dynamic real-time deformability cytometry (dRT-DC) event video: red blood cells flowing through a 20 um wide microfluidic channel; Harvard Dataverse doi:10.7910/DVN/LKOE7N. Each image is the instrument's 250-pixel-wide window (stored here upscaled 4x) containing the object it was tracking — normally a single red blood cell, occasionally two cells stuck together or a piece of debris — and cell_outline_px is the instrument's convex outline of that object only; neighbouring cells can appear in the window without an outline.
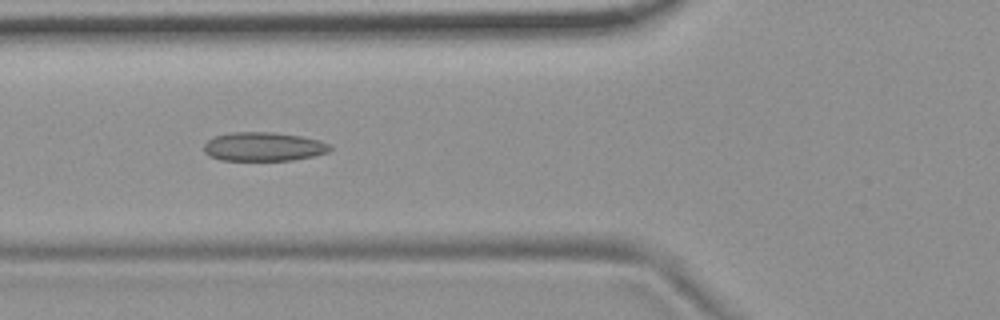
{"species": "common noctule bat (a hibernating species)", "species_latin": "Nyctalus noctula", "temperature_condition": "room temperature", "stored_images_in_passage": 10, "camera_frame_rate_fps": 3000, "um_per_image_px": 0.085, "animal": {"sex": "female", "body_mass_g": 19.9}, "frame": {"image": 1, "passage_image": 7, "time_ms": 2.0, "image_size_px": [1000, 320], "cell_outline_px": [[332, 148], [328, 152], [312, 156], [292, 160], [220, 160], [208, 156], [204, 152], [204, 144], [212, 136], [228, 132], [272, 132], [300, 136], [320, 140], [328, 144]], "centroid_in_image_um": [22.34, 12.46], "position_along_channel_um": 103.5, "area_um2": 21.33}}